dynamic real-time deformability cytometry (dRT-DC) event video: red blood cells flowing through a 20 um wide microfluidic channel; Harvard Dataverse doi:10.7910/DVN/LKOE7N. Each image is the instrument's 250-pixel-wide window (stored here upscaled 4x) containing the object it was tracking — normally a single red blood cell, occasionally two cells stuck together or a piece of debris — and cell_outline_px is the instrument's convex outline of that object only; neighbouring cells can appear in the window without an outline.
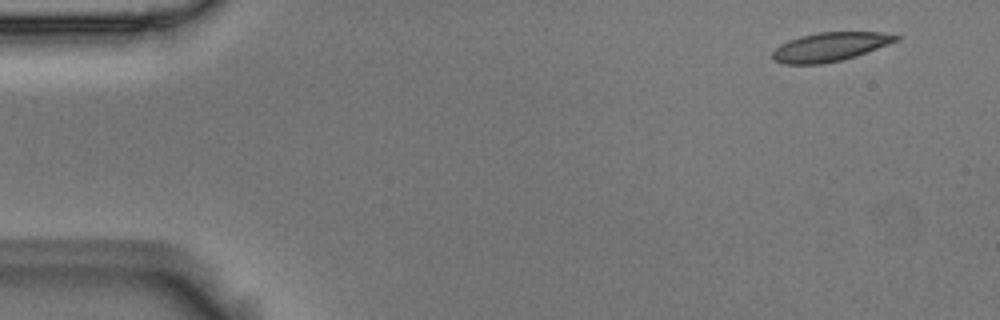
{"species": "Egyptian fruit bat (a non-hibernating species)", "species_latin": "Rousettus aegyptiacus", "temperature_condition": "room temperature", "stored_images_in_passage": 6, "camera_frame_rate_fps": 3000, "um_per_image_px": 0.085, "animal": {"sex": "male"}, "frame": {"image": 1, "passage_image": 1, "time_ms": 0.0, "image_size_px": [1000, 320], "cell_outline_px": [[900, 40], [856, 56], [840, 60], [820, 64], [784, 64], [772, 60], [772, 52], [780, 44], [788, 40], [800, 36], [820, 32], [880, 32], [900, 36]], "centroid_in_image_um": [70.53, 3.98], "position_along_channel_um": 14.5, "area_um2": 20.75}}
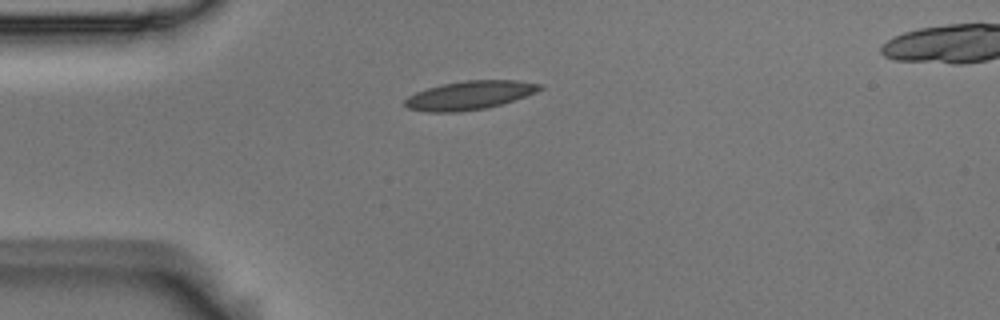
{"frame": {"image": 2, "passage_image": 4, "time_ms": 1.0, "image_size_px": [1000, 320], "cell_outline_px": [[544, 88], [536, 92], [500, 104], [484, 108], [460, 112], [424, 112], [408, 108], [404, 104], [404, 100], [408, 96], [416, 92], [428, 88], [444, 84], [464, 80], [516, 80], [544, 84]], "centroid_in_image_um": [39.91, 8.09], "position_along_channel_um": 45.1, "area_um2": 22.43}}
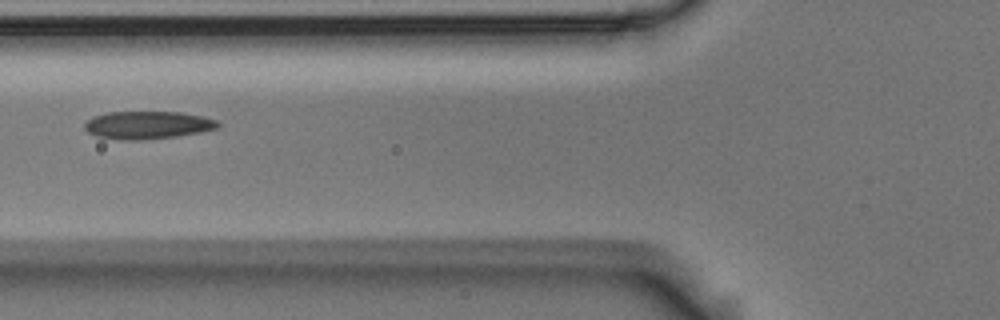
{"frame": {"image": 3, "passage_image": 6, "time_ms": 1.667, "image_size_px": [1000, 320], "cell_outline_px": [[220, 124], [216, 128], [200, 132], [176, 136], [144, 140], [124, 140], [96, 136], [88, 132], [84, 128], [84, 124], [92, 116], [108, 112], [180, 112], [200, 116], [216, 120]], "centroid_in_image_um": [12.5, 10.63], "position_along_channel_um": 113.3, "area_um2": 21.44}}